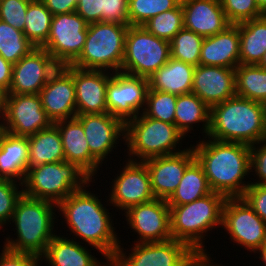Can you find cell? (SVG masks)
<instances>
[{
	"label": "cell",
	"instance_id": "cell-33",
	"mask_svg": "<svg viewBox=\"0 0 266 266\" xmlns=\"http://www.w3.org/2000/svg\"><path fill=\"white\" fill-rule=\"evenodd\" d=\"M236 96L262 103L266 100V69L239 64L235 68Z\"/></svg>",
	"mask_w": 266,
	"mask_h": 266
},
{
	"label": "cell",
	"instance_id": "cell-15",
	"mask_svg": "<svg viewBox=\"0 0 266 266\" xmlns=\"http://www.w3.org/2000/svg\"><path fill=\"white\" fill-rule=\"evenodd\" d=\"M2 123L5 132L22 137L32 136L53 124L39 94H8Z\"/></svg>",
	"mask_w": 266,
	"mask_h": 266
},
{
	"label": "cell",
	"instance_id": "cell-45",
	"mask_svg": "<svg viewBox=\"0 0 266 266\" xmlns=\"http://www.w3.org/2000/svg\"><path fill=\"white\" fill-rule=\"evenodd\" d=\"M242 198L254 210V212L266 222V186L250 184Z\"/></svg>",
	"mask_w": 266,
	"mask_h": 266
},
{
	"label": "cell",
	"instance_id": "cell-25",
	"mask_svg": "<svg viewBox=\"0 0 266 266\" xmlns=\"http://www.w3.org/2000/svg\"><path fill=\"white\" fill-rule=\"evenodd\" d=\"M240 34L238 25L231 24L224 31L204 37L199 65L235 69L239 64Z\"/></svg>",
	"mask_w": 266,
	"mask_h": 266
},
{
	"label": "cell",
	"instance_id": "cell-5",
	"mask_svg": "<svg viewBox=\"0 0 266 266\" xmlns=\"http://www.w3.org/2000/svg\"><path fill=\"white\" fill-rule=\"evenodd\" d=\"M226 199L222 194L211 192L191 203L169 205L172 239L186 243L200 257L210 258L203 240L208 237V231L222 228Z\"/></svg>",
	"mask_w": 266,
	"mask_h": 266
},
{
	"label": "cell",
	"instance_id": "cell-4",
	"mask_svg": "<svg viewBox=\"0 0 266 266\" xmlns=\"http://www.w3.org/2000/svg\"><path fill=\"white\" fill-rule=\"evenodd\" d=\"M207 136L223 142L254 145L266 141V128L260 102L234 96L210 108Z\"/></svg>",
	"mask_w": 266,
	"mask_h": 266
},
{
	"label": "cell",
	"instance_id": "cell-37",
	"mask_svg": "<svg viewBox=\"0 0 266 266\" xmlns=\"http://www.w3.org/2000/svg\"><path fill=\"white\" fill-rule=\"evenodd\" d=\"M148 32L168 42L184 28L181 2L174 8L164 11L142 25Z\"/></svg>",
	"mask_w": 266,
	"mask_h": 266
},
{
	"label": "cell",
	"instance_id": "cell-48",
	"mask_svg": "<svg viewBox=\"0 0 266 266\" xmlns=\"http://www.w3.org/2000/svg\"><path fill=\"white\" fill-rule=\"evenodd\" d=\"M53 16L76 12L77 0H42Z\"/></svg>",
	"mask_w": 266,
	"mask_h": 266
},
{
	"label": "cell",
	"instance_id": "cell-29",
	"mask_svg": "<svg viewBox=\"0 0 266 266\" xmlns=\"http://www.w3.org/2000/svg\"><path fill=\"white\" fill-rule=\"evenodd\" d=\"M28 147V169L47 163L65 161L61 135L54 124L29 136Z\"/></svg>",
	"mask_w": 266,
	"mask_h": 266
},
{
	"label": "cell",
	"instance_id": "cell-35",
	"mask_svg": "<svg viewBox=\"0 0 266 266\" xmlns=\"http://www.w3.org/2000/svg\"><path fill=\"white\" fill-rule=\"evenodd\" d=\"M34 48L23 31L0 20V55L6 61L15 64Z\"/></svg>",
	"mask_w": 266,
	"mask_h": 266
},
{
	"label": "cell",
	"instance_id": "cell-17",
	"mask_svg": "<svg viewBox=\"0 0 266 266\" xmlns=\"http://www.w3.org/2000/svg\"><path fill=\"white\" fill-rule=\"evenodd\" d=\"M58 67L44 48H34L13 64L8 94H39Z\"/></svg>",
	"mask_w": 266,
	"mask_h": 266
},
{
	"label": "cell",
	"instance_id": "cell-16",
	"mask_svg": "<svg viewBox=\"0 0 266 266\" xmlns=\"http://www.w3.org/2000/svg\"><path fill=\"white\" fill-rule=\"evenodd\" d=\"M124 216L130 226L128 228L139 235L134 243L164 242L172 239L170 208L166 200L155 198L148 203L132 206Z\"/></svg>",
	"mask_w": 266,
	"mask_h": 266
},
{
	"label": "cell",
	"instance_id": "cell-18",
	"mask_svg": "<svg viewBox=\"0 0 266 266\" xmlns=\"http://www.w3.org/2000/svg\"><path fill=\"white\" fill-rule=\"evenodd\" d=\"M43 109L52 123L77 115L72 65L59 66L39 93Z\"/></svg>",
	"mask_w": 266,
	"mask_h": 266
},
{
	"label": "cell",
	"instance_id": "cell-40",
	"mask_svg": "<svg viewBox=\"0 0 266 266\" xmlns=\"http://www.w3.org/2000/svg\"><path fill=\"white\" fill-rule=\"evenodd\" d=\"M220 2L230 24L237 25L264 15L255 0H220Z\"/></svg>",
	"mask_w": 266,
	"mask_h": 266
},
{
	"label": "cell",
	"instance_id": "cell-12",
	"mask_svg": "<svg viewBox=\"0 0 266 266\" xmlns=\"http://www.w3.org/2000/svg\"><path fill=\"white\" fill-rule=\"evenodd\" d=\"M222 228L233 243L256 253L266 244V222L242 197L227 198L223 206Z\"/></svg>",
	"mask_w": 266,
	"mask_h": 266
},
{
	"label": "cell",
	"instance_id": "cell-52",
	"mask_svg": "<svg viewBox=\"0 0 266 266\" xmlns=\"http://www.w3.org/2000/svg\"><path fill=\"white\" fill-rule=\"evenodd\" d=\"M256 253L259 254V259L262 260V263L266 266V244L259 249Z\"/></svg>",
	"mask_w": 266,
	"mask_h": 266
},
{
	"label": "cell",
	"instance_id": "cell-9",
	"mask_svg": "<svg viewBox=\"0 0 266 266\" xmlns=\"http://www.w3.org/2000/svg\"><path fill=\"white\" fill-rule=\"evenodd\" d=\"M170 58V42L154 36L143 26H129L121 72L148 79Z\"/></svg>",
	"mask_w": 266,
	"mask_h": 266
},
{
	"label": "cell",
	"instance_id": "cell-50",
	"mask_svg": "<svg viewBox=\"0 0 266 266\" xmlns=\"http://www.w3.org/2000/svg\"><path fill=\"white\" fill-rule=\"evenodd\" d=\"M7 96H8V92L3 87L0 86V118L1 120L5 112Z\"/></svg>",
	"mask_w": 266,
	"mask_h": 266
},
{
	"label": "cell",
	"instance_id": "cell-10",
	"mask_svg": "<svg viewBox=\"0 0 266 266\" xmlns=\"http://www.w3.org/2000/svg\"><path fill=\"white\" fill-rule=\"evenodd\" d=\"M123 249L120 245L111 266H192L200 258L186 243L175 239L136 243L129 254Z\"/></svg>",
	"mask_w": 266,
	"mask_h": 266
},
{
	"label": "cell",
	"instance_id": "cell-42",
	"mask_svg": "<svg viewBox=\"0 0 266 266\" xmlns=\"http://www.w3.org/2000/svg\"><path fill=\"white\" fill-rule=\"evenodd\" d=\"M31 0H0V20L24 30L26 11Z\"/></svg>",
	"mask_w": 266,
	"mask_h": 266
},
{
	"label": "cell",
	"instance_id": "cell-19",
	"mask_svg": "<svg viewBox=\"0 0 266 266\" xmlns=\"http://www.w3.org/2000/svg\"><path fill=\"white\" fill-rule=\"evenodd\" d=\"M76 118L83 126L90 153L101 164L120 140L125 142L126 124L108 112L76 115ZM120 137L122 138L119 139Z\"/></svg>",
	"mask_w": 266,
	"mask_h": 266
},
{
	"label": "cell",
	"instance_id": "cell-41",
	"mask_svg": "<svg viewBox=\"0 0 266 266\" xmlns=\"http://www.w3.org/2000/svg\"><path fill=\"white\" fill-rule=\"evenodd\" d=\"M20 186L22 187V184L19 182L0 179V230L9 222L11 224L16 203L23 194Z\"/></svg>",
	"mask_w": 266,
	"mask_h": 266
},
{
	"label": "cell",
	"instance_id": "cell-27",
	"mask_svg": "<svg viewBox=\"0 0 266 266\" xmlns=\"http://www.w3.org/2000/svg\"><path fill=\"white\" fill-rule=\"evenodd\" d=\"M28 137L3 132L0 137V179L23 184L28 171Z\"/></svg>",
	"mask_w": 266,
	"mask_h": 266
},
{
	"label": "cell",
	"instance_id": "cell-53",
	"mask_svg": "<svg viewBox=\"0 0 266 266\" xmlns=\"http://www.w3.org/2000/svg\"><path fill=\"white\" fill-rule=\"evenodd\" d=\"M259 10L266 15V0H255Z\"/></svg>",
	"mask_w": 266,
	"mask_h": 266
},
{
	"label": "cell",
	"instance_id": "cell-1",
	"mask_svg": "<svg viewBox=\"0 0 266 266\" xmlns=\"http://www.w3.org/2000/svg\"><path fill=\"white\" fill-rule=\"evenodd\" d=\"M90 182L82 189L74 191L57 204V210L65 219L70 234L82 239L85 246H93L107 262H110L119 248L121 241L117 237L113 219L99 199L98 195L89 192ZM113 224V225H112Z\"/></svg>",
	"mask_w": 266,
	"mask_h": 266
},
{
	"label": "cell",
	"instance_id": "cell-46",
	"mask_svg": "<svg viewBox=\"0 0 266 266\" xmlns=\"http://www.w3.org/2000/svg\"><path fill=\"white\" fill-rule=\"evenodd\" d=\"M2 249L0 266H40L42 262L41 258L31 254L13 252L4 247Z\"/></svg>",
	"mask_w": 266,
	"mask_h": 266
},
{
	"label": "cell",
	"instance_id": "cell-14",
	"mask_svg": "<svg viewBox=\"0 0 266 266\" xmlns=\"http://www.w3.org/2000/svg\"><path fill=\"white\" fill-rule=\"evenodd\" d=\"M122 171L112 179V188L107 200L108 205L126 212L130 207L148 203L155 199L151 179L143 161L127 160ZM125 166V167H124ZM119 175V176H118ZM119 208V209H118Z\"/></svg>",
	"mask_w": 266,
	"mask_h": 266
},
{
	"label": "cell",
	"instance_id": "cell-34",
	"mask_svg": "<svg viewBox=\"0 0 266 266\" xmlns=\"http://www.w3.org/2000/svg\"><path fill=\"white\" fill-rule=\"evenodd\" d=\"M52 18L53 15L42 0L29 2L23 33L36 48H41L47 42Z\"/></svg>",
	"mask_w": 266,
	"mask_h": 266
},
{
	"label": "cell",
	"instance_id": "cell-23",
	"mask_svg": "<svg viewBox=\"0 0 266 266\" xmlns=\"http://www.w3.org/2000/svg\"><path fill=\"white\" fill-rule=\"evenodd\" d=\"M184 28L203 37L224 31L231 24L220 0H181Z\"/></svg>",
	"mask_w": 266,
	"mask_h": 266
},
{
	"label": "cell",
	"instance_id": "cell-2",
	"mask_svg": "<svg viewBox=\"0 0 266 266\" xmlns=\"http://www.w3.org/2000/svg\"><path fill=\"white\" fill-rule=\"evenodd\" d=\"M193 145L195 159L202 166L212 192L226 198L242 197L250 181V145L207 138Z\"/></svg>",
	"mask_w": 266,
	"mask_h": 266
},
{
	"label": "cell",
	"instance_id": "cell-6",
	"mask_svg": "<svg viewBox=\"0 0 266 266\" xmlns=\"http://www.w3.org/2000/svg\"><path fill=\"white\" fill-rule=\"evenodd\" d=\"M183 138L185 136L175 124L149 118L141 113L126 123L124 145H127L128 160L145 161L183 151L179 148Z\"/></svg>",
	"mask_w": 266,
	"mask_h": 266
},
{
	"label": "cell",
	"instance_id": "cell-56",
	"mask_svg": "<svg viewBox=\"0 0 266 266\" xmlns=\"http://www.w3.org/2000/svg\"><path fill=\"white\" fill-rule=\"evenodd\" d=\"M0 121H1V119H0ZM3 132H4V126H3V123L1 121L0 122V137H1V135H2Z\"/></svg>",
	"mask_w": 266,
	"mask_h": 266
},
{
	"label": "cell",
	"instance_id": "cell-8",
	"mask_svg": "<svg viewBox=\"0 0 266 266\" xmlns=\"http://www.w3.org/2000/svg\"><path fill=\"white\" fill-rule=\"evenodd\" d=\"M129 26L110 22L88 25L87 38L82 53L72 64L81 69L121 71L125 36Z\"/></svg>",
	"mask_w": 266,
	"mask_h": 266
},
{
	"label": "cell",
	"instance_id": "cell-47",
	"mask_svg": "<svg viewBox=\"0 0 266 266\" xmlns=\"http://www.w3.org/2000/svg\"><path fill=\"white\" fill-rule=\"evenodd\" d=\"M76 12L88 24L102 22V0H78Z\"/></svg>",
	"mask_w": 266,
	"mask_h": 266
},
{
	"label": "cell",
	"instance_id": "cell-36",
	"mask_svg": "<svg viewBox=\"0 0 266 266\" xmlns=\"http://www.w3.org/2000/svg\"><path fill=\"white\" fill-rule=\"evenodd\" d=\"M203 39V36L182 28L170 41L171 58L199 65Z\"/></svg>",
	"mask_w": 266,
	"mask_h": 266
},
{
	"label": "cell",
	"instance_id": "cell-3",
	"mask_svg": "<svg viewBox=\"0 0 266 266\" xmlns=\"http://www.w3.org/2000/svg\"><path fill=\"white\" fill-rule=\"evenodd\" d=\"M56 210L57 204L53 202L22 194L11 219L16 227L17 238L6 237L4 248L41 258L56 235L54 233L56 231L54 224L58 220Z\"/></svg>",
	"mask_w": 266,
	"mask_h": 266
},
{
	"label": "cell",
	"instance_id": "cell-7",
	"mask_svg": "<svg viewBox=\"0 0 266 266\" xmlns=\"http://www.w3.org/2000/svg\"><path fill=\"white\" fill-rule=\"evenodd\" d=\"M94 181L76 164L61 161L29 168L22 189L26 196L58 204Z\"/></svg>",
	"mask_w": 266,
	"mask_h": 266
},
{
	"label": "cell",
	"instance_id": "cell-54",
	"mask_svg": "<svg viewBox=\"0 0 266 266\" xmlns=\"http://www.w3.org/2000/svg\"><path fill=\"white\" fill-rule=\"evenodd\" d=\"M261 104H262V109H263L264 124L266 128V100H264Z\"/></svg>",
	"mask_w": 266,
	"mask_h": 266
},
{
	"label": "cell",
	"instance_id": "cell-26",
	"mask_svg": "<svg viewBox=\"0 0 266 266\" xmlns=\"http://www.w3.org/2000/svg\"><path fill=\"white\" fill-rule=\"evenodd\" d=\"M55 235L41 257L49 266H111L110 262H100L81 242Z\"/></svg>",
	"mask_w": 266,
	"mask_h": 266
},
{
	"label": "cell",
	"instance_id": "cell-13",
	"mask_svg": "<svg viewBox=\"0 0 266 266\" xmlns=\"http://www.w3.org/2000/svg\"><path fill=\"white\" fill-rule=\"evenodd\" d=\"M148 90L147 78L121 71L113 73L107 83V112L126 124L143 112Z\"/></svg>",
	"mask_w": 266,
	"mask_h": 266
},
{
	"label": "cell",
	"instance_id": "cell-31",
	"mask_svg": "<svg viewBox=\"0 0 266 266\" xmlns=\"http://www.w3.org/2000/svg\"><path fill=\"white\" fill-rule=\"evenodd\" d=\"M202 124V133L207 134L210 126V108L194 93L179 95L176 101L175 125L179 131L187 136L195 124ZM194 124V125H193Z\"/></svg>",
	"mask_w": 266,
	"mask_h": 266
},
{
	"label": "cell",
	"instance_id": "cell-24",
	"mask_svg": "<svg viewBox=\"0 0 266 266\" xmlns=\"http://www.w3.org/2000/svg\"><path fill=\"white\" fill-rule=\"evenodd\" d=\"M59 130L65 161L76 164L91 179L102 164L90 153L81 122L75 117L53 123Z\"/></svg>",
	"mask_w": 266,
	"mask_h": 266
},
{
	"label": "cell",
	"instance_id": "cell-49",
	"mask_svg": "<svg viewBox=\"0 0 266 266\" xmlns=\"http://www.w3.org/2000/svg\"><path fill=\"white\" fill-rule=\"evenodd\" d=\"M13 64L6 61L0 55V86L3 87L7 92L10 89L12 79Z\"/></svg>",
	"mask_w": 266,
	"mask_h": 266
},
{
	"label": "cell",
	"instance_id": "cell-11",
	"mask_svg": "<svg viewBox=\"0 0 266 266\" xmlns=\"http://www.w3.org/2000/svg\"><path fill=\"white\" fill-rule=\"evenodd\" d=\"M88 23L77 13L53 16L50 34L44 48L59 66L72 65L83 51Z\"/></svg>",
	"mask_w": 266,
	"mask_h": 266
},
{
	"label": "cell",
	"instance_id": "cell-51",
	"mask_svg": "<svg viewBox=\"0 0 266 266\" xmlns=\"http://www.w3.org/2000/svg\"><path fill=\"white\" fill-rule=\"evenodd\" d=\"M210 259L212 258L200 257L192 266H216L215 262L213 264V259Z\"/></svg>",
	"mask_w": 266,
	"mask_h": 266
},
{
	"label": "cell",
	"instance_id": "cell-43",
	"mask_svg": "<svg viewBox=\"0 0 266 266\" xmlns=\"http://www.w3.org/2000/svg\"><path fill=\"white\" fill-rule=\"evenodd\" d=\"M128 2L129 0H102V22L131 26Z\"/></svg>",
	"mask_w": 266,
	"mask_h": 266
},
{
	"label": "cell",
	"instance_id": "cell-39",
	"mask_svg": "<svg viewBox=\"0 0 266 266\" xmlns=\"http://www.w3.org/2000/svg\"><path fill=\"white\" fill-rule=\"evenodd\" d=\"M181 0H129L128 14L131 26H142L164 11L174 9Z\"/></svg>",
	"mask_w": 266,
	"mask_h": 266
},
{
	"label": "cell",
	"instance_id": "cell-20",
	"mask_svg": "<svg viewBox=\"0 0 266 266\" xmlns=\"http://www.w3.org/2000/svg\"><path fill=\"white\" fill-rule=\"evenodd\" d=\"M195 160L194 149L153 157L143 161L150 174L151 188L157 199L168 200L178 187L186 168Z\"/></svg>",
	"mask_w": 266,
	"mask_h": 266
},
{
	"label": "cell",
	"instance_id": "cell-30",
	"mask_svg": "<svg viewBox=\"0 0 266 266\" xmlns=\"http://www.w3.org/2000/svg\"><path fill=\"white\" fill-rule=\"evenodd\" d=\"M237 25L240 34V64L259 65L266 51V15Z\"/></svg>",
	"mask_w": 266,
	"mask_h": 266
},
{
	"label": "cell",
	"instance_id": "cell-55",
	"mask_svg": "<svg viewBox=\"0 0 266 266\" xmlns=\"http://www.w3.org/2000/svg\"><path fill=\"white\" fill-rule=\"evenodd\" d=\"M259 66L266 69V51H265L264 57H263L262 61L260 62Z\"/></svg>",
	"mask_w": 266,
	"mask_h": 266
},
{
	"label": "cell",
	"instance_id": "cell-28",
	"mask_svg": "<svg viewBox=\"0 0 266 266\" xmlns=\"http://www.w3.org/2000/svg\"><path fill=\"white\" fill-rule=\"evenodd\" d=\"M195 66L170 58L151 77L149 90H157L177 96L191 93Z\"/></svg>",
	"mask_w": 266,
	"mask_h": 266
},
{
	"label": "cell",
	"instance_id": "cell-32",
	"mask_svg": "<svg viewBox=\"0 0 266 266\" xmlns=\"http://www.w3.org/2000/svg\"><path fill=\"white\" fill-rule=\"evenodd\" d=\"M212 192L202 166L195 159L185 170L178 187L167 200L168 205L191 203Z\"/></svg>",
	"mask_w": 266,
	"mask_h": 266
},
{
	"label": "cell",
	"instance_id": "cell-22",
	"mask_svg": "<svg viewBox=\"0 0 266 266\" xmlns=\"http://www.w3.org/2000/svg\"><path fill=\"white\" fill-rule=\"evenodd\" d=\"M191 92L209 108L236 96L235 69L220 66H195Z\"/></svg>",
	"mask_w": 266,
	"mask_h": 266
},
{
	"label": "cell",
	"instance_id": "cell-44",
	"mask_svg": "<svg viewBox=\"0 0 266 266\" xmlns=\"http://www.w3.org/2000/svg\"><path fill=\"white\" fill-rule=\"evenodd\" d=\"M250 170L255 171L253 176L258 179L250 183L266 186V141L250 145Z\"/></svg>",
	"mask_w": 266,
	"mask_h": 266
},
{
	"label": "cell",
	"instance_id": "cell-38",
	"mask_svg": "<svg viewBox=\"0 0 266 266\" xmlns=\"http://www.w3.org/2000/svg\"><path fill=\"white\" fill-rule=\"evenodd\" d=\"M178 96L157 90H148L143 114L170 124H175L176 101Z\"/></svg>",
	"mask_w": 266,
	"mask_h": 266
},
{
	"label": "cell",
	"instance_id": "cell-21",
	"mask_svg": "<svg viewBox=\"0 0 266 266\" xmlns=\"http://www.w3.org/2000/svg\"><path fill=\"white\" fill-rule=\"evenodd\" d=\"M113 73L72 66L77 115L107 113V83Z\"/></svg>",
	"mask_w": 266,
	"mask_h": 266
}]
</instances>
